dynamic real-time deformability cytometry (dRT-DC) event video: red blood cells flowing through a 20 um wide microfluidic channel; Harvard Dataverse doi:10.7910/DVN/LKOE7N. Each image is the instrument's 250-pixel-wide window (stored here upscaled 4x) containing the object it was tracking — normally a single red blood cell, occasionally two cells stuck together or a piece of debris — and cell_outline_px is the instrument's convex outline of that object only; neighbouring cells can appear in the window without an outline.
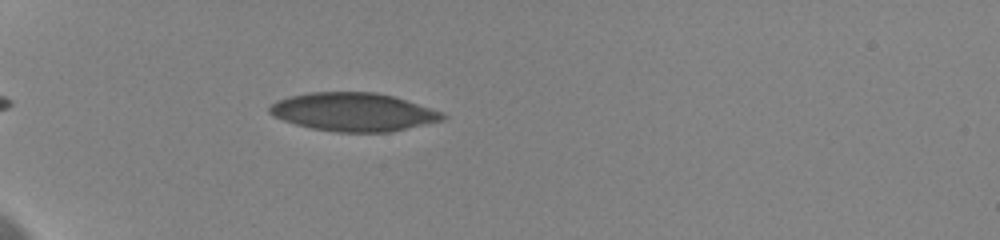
{"species": "human", "species_latin": "Homo sapiens", "temperature_condition": "cold", "stored_images_in_passage": 20, "camera_frame_rate_fps": 3000, "um_per_image_px": 0.085, "donor": {"sex": "female"}, "frame": {"image": 1, "passage_image": 6, "time_ms": 1.667, "image_size_px": [1000, 240], "cell_outline_px": [[448, 116], [444, 120], [388, 132], [336, 132], [312, 128], [296, 124], [284, 120], [268, 112], [268, 108], [276, 100], [288, 96], [312, 92], [376, 92], [392, 96], [444, 112]], "centroid_in_image_um": [30.05, 9.51], "position_along_channel_um": 55.0, "area_um2": 38.49}}